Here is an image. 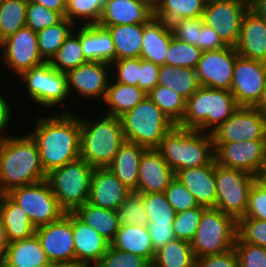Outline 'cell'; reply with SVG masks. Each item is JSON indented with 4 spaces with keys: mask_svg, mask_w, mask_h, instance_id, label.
<instances>
[{
    "mask_svg": "<svg viewBox=\"0 0 266 267\" xmlns=\"http://www.w3.org/2000/svg\"><path fill=\"white\" fill-rule=\"evenodd\" d=\"M36 116L33 131L28 133L36 142L46 174L80 158V122L75 112H52Z\"/></svg>",
    "mask_w": 266,
    "mask_h": 267,
    "instance_id": "obj_1",
    "label": "cell"
},
{
    "mask_svg": "<svg viewBox=\"0 0 266 267\" xmlns=\"http://www.w3.org/2000/svg\"><path fill=\"white\" fill-rule=\"evenodd\" d=\"M23 134L0 140V194L47 178L36 142Z\"/></svg>",
    "mask_w": 266,
    "mask_h": 267,
    "instance_id": "obj_2",
    "label": "cell"
},
{
    "mask_svg": "<svg viewBox=\"0 0 266 267\" xmlns=\"http://www.w3.org/2000/svg\"><path fill=\"white\" fill-rule=\"evenodd\" d=\"M176 173L215 161L214 143L210 133L175 125L156 148Z\"/></svg>",
    "mask_w": 266,
    "mask_h": 267,
    "instance_id": "obj_3",
    "label": "cell"
},
{
    "mask_svg": "<svg viewBox=\"0 0 266 267\" xmlns=\"http://www.w3.org/2000/svg\"><path fill=\"white\" fill-rule=\"evenodd\" d=\"M95 119L79 116L80 158L94 168L107 167L125 141V136L119 118L103 114Z\"/></svg>",
    "mask_w": 266,
    "mask_h": 267,
    "instance_id": "obj_4",
    "label": "cell"
},
{
    "mask_svg": "<svg viewBox=\"0 0 266 267\" xmlns=\"http://www.w3.org/2000/svg\"><path fill=\"white\" fill-rule=\"evenodd\" d=\"M239 107L231 91L201 86L186 100L185 114L177 126L211 134Z\"/></svg>",
    "mask_w": 266,
    "mask_h": 267,
    "instance_id": "obj_5",
    "label": "cell"
},
{
    "mask_svg": "<svg viewBox=\"0 0 266 267\" xmlns=\"http://www.w3.org/2000/svg\"><path fill=\"white\" fill-rule=\"evenodd\" d=\"M119 119L125 140L147 149L157 148L175 126L148 96Z\"/></svg>",
    "mask_w": 266,
    "mask_h": 267,
    "instance_id": "obj_6",
    "label": "cell"
},
{
    "mask_svg": "<svg viewBox=\"0 0 266 267\" xmlns=\"http://www.w3.org/2000/svg\"><path fill=\"white\" fill-rule=\"evenodd\" d=\"M93 170L94 167L78 158L47 174L46 180L66 213L88 202Z\"/></svg>",
    "mask_w": 266,
    "mask_h": 267,
    "instance_id": "obj_7",
    "label": "cell"
},
{
    "mask_svg": "<svg viewBox=\"0 0 266 267\" xmlns=\"http://www.w3.org/2000/svg\"><path fill=\"white\" fill-rule=\"evenodd\" d=\"M237 220L216 208H206L190 242L195 258L218 255L234 248Z\"/></svg>",
    "mask_w": 266,
    "mask_h": 267,
    "instance_id": "obj_8",
    "label": "cell"
},
{
    "mask_svg": "<svg viewBox=\"0 0 266 267\" xmlns=\"http://www.w3.org/2000/svg\"><path fill=\"white\" fill-rule=\"evenodd\" d=\"M19 77L22 85H26L25 90L34 105L42 106L47 111L52 108L56 111L61 107L62 110L59 109L58 112H71L69 109H63L64 101L71 100L67 90L66 73L55 70L49 62H45L23 72Z\"/></svg>",
    "mask_w": 266,
    "mask_h": 267,
    "instance_id": "obj_9",
    "label": "cell"
},
{
    "mask_svg": "<svg viewBox=\"0 0 266 267\" xmlns=\"http://www.w3.org/2000/svg\"><path fill=\"white\" fill-rule=\"evenodd\" d=\"M257 177L241 170L223 167L215 162L217 198L215 207L236 220L244 217L248 194Z\"/></svg>",
    "mask_w": 266,
    "mask_h": 267,
    "instance_id": "obj_10",
    "label": "cell"
},
{
    "mask_svg": "<svg viewBox=\"0 0 266 267\" xmlns=\"http://www.w3.org/2000/svg\"><path fill=\"white\" fill-rule=\"evenodd\" d=\"M7 194L26 211L35 228L48 225L66 213L46 179L15 187Z\"/></svg>",
    "mask_w": 266,
    "mask_h": 267,
    "instance_id": "obj_11",
    "label": "cell"
},
{
    "mask_svg": "<svg viewBox=\"0 0 266 267\" xmlns=\"http://www.w3.org/2000/svg\"><path fill=\"white\" fill-rule=\"evenodd\" d=\"M215 162L258 178L266 170V140L213 142Z\"/></svg>",
    "mask_w": 266,
    "mask_h": 267,
    "instance_id": "obj_12",
    "label": "cell"
},
{
    "mask_svg": "<svg viewBox=\"0 0 266 267\" xmlns=\"http://www.w3.org/2000/svg\"><path fill=\"white\" fill-rule=\"evenodd\" d=\"M249 8L250 0H207L202 19L227 46L235 47L243 16Z\"/></svg>",
    "mask_w": 266,
    "mask_h": 267,
    "instance_id": "obj_13",
    "label": "cell"
},
{
    "mask_svg": "<svg viewBox=\"0 0 266 267\" xmlns=\"http://www.w3.org/2000/svg\"><path fill=\"white\" fill-rule=\"evenodd\" d=\"M35 234L50 263L64 267L75 265L73 212L65 213L60 219L36 228Z\"/></svg>",
    "mask_w": 266,
    "mask_h": 267,
    "instance_id": "obj_14",
    "label": "cell"
},
{
    "mask_svg": "<svg viewBox=\"0 0 266 267\" xmlns=\"http://www.w3.org/2000/svg\"><path fill=\"white\" fill-rule=\"evenodd\" d=\"M1 51L4 66L18 78L23 72L46 62L39 53L37 32L27 26L2 41Z\"/></svg>",
    "mask_w": 266,
    "mask_h": 267,
    "instance_id": "obj_15",
    "label": "cell"
},
{
    "mask_svg": "<svg viewBox=\"0 0 266 267\" xmlns=\"http://www.w3.org/2000/svg\"><path fill=\"white\" fill-rule=\"evenodd\" d=\"M211 135L213 142L266 140V115L254 107L240 106Z\"/></svg>",
    "mask_w": 266,
    "mask_h": 267,
    "instance_id": "obj_16",
    "label": "cell"
},
{
    "mask_svg": "<svg viewBox=\"0 0 266 267\" xmlns=\"http://www.w3.org/2000/svg\"><path fill=\"white\" fill-rule=\"evenodd\" d=\"M238 56V52L232 46L202 52L195 69L200 85L230 91Z\"/></svg>",
    "mask_w": 266,
    "mask_h": 267,
    "instance_id": "obj_17",
    "label": "cell"
},
{
    "mask_svg": "<svg viewBox=\"0 0 266 267\" xmlns=\"http://www.w3.org/2000/svg\"><path fill=\"white\" fill-rule=\"evenodd\" d=\"M111 66L104 62H86L66 73L69 97L75 92L80 98L104 101L111 79ZM110 76V77H109ZM74 91V92H73Z\"/></svg>",
    "mask_w": 266,
    "mask_h": 267,
    "instance_id": "obj_18",
    "label": "cell"
},
{
    "mask_svg": "<svg viewBox=\"0 0 266 267\" xmlns=\"http://www.w3.org/2000/svg\"><path fill=\"white\" fill-rule=\"evenodd\" d=\"M266 78V63L238 56L231 93L239 106L253 107L259 100Z\"/></svg>",
    "mask_w": 266,
    "mask_h": 267,
    "instance_id": "obj_19",
    "label": "cell"
},
{
    "mask_svg": "<svg viewBox=\"0 0 266 267\" xmlns=\"http://www.w3.org/2000/svg\"><path fill=\"white\" fill-rule=\"evenodd\" d=\"M175 173L156 148L146 149L139 164L137 193H163Z\"/></svg>",
    "mask_w": 266,
    "mask_h": 267,
    "instance_id": "obj_20",
    "label": "cell"
},
{
    "mask_svg": "<svg viewBox=\"0 0 266 267\" xmlns=\"http://www.w3.org/2000/svg\"><path fill=\"white\" fill-rule=\"evenodd\" d=\"M130 193L108 167L94 168L88 203L116 211Z\"/></svg>",
    "mask_w": 266,
    "mask_h": 267,
    "instance_id": "obj_21",
    "label": "cell"
},
{
    "mask_svg": "<svg viewBox=\"0 0 266 267\" xmlns=\"http://www.w3.org/2000/svg\"><path fill=\"white\" fill-rule=\"evenodd\" d=\"M154 16V7L147 0H106L98 25L102 27L142 24Z\"/></svg>",
    "mask_w": 266,
    "mask_h": 267,
    "instance_id": "obj_22",
    "label": "cell"
},
{
    "mask_svg": "<svg viewBox=\"0 0 266 267\" xmlns=\"http://www.w3.org/2000/svg\"><path fill=\"white\" fill-rule=\"evenodd\" d=\"M235 49L241 57L266 63V20L250 8L243 16Z\"/></svg>",
    "mask_w": 266,
    "mask_h": 267,
    "instance_id": "obj_23",
    "label": "cell"
},
{
    "mask_svg": "<svg viewBox=\"0 0 266 267\" xmlns=\"http://www.w3.org/2000/svg\"><path fill=\"white\" fill-rule=\"evenodd\" d=\"M175 177L194 196L199 206L214 208L217 198L215 161L209 165L179 170Z\"/></svg>",
    "mask_w": 266,
    "mask_h": 267,
    "instance_id": "obj_24",
    "label": "cell"
},
{
    "mask_svg": "<svg viewBox=\"0 0 266 267\" xmlns=\"http://www.w3.org/2000/svg\"><path fill=\"white\" fill-rule=\"evenodd\" d=\"M73 240L75 248V265H96L110 243L96 230L82 222L73 213Z\"/></svg>",
    "mask_w": 266,
    "mask_h": 267,
    "instance_id": "obj_25",
    "label": "cell"
},
{
    "mask_svg": "<svg viewBox=\"0 0 266 267\" xmlns=\"http://www.w3.org/2000/svg\"><path fill=\"white\" fill-rule=\"evenodd\" d=\"M173 33L164 20L152 17L144 23L140 58L158 65H164Z\"/></svg>",
    "mask_w": 266,
    "mask_h": 267,
    "instance_id": "obj_26",
    "label": "cell"
},
{
    "mask_svg": "<svg viewBox=\"0 0 266 267\" xmlns=\"http://www.w3.org/2000/svg\"><path fill=\"white\" fill-rule=\"evenodd\" d=\"M147 148L133 142L124 141L107 166L117 179L131 192H137L139 164Z\"/></svg>",
    "mask_w": 266,
    "mask_h": 267,
    "instance_id": "obj_27",
    "label": "cell"
},
{
    "mask_svg": "<svg viewBox=\"0 0 266 267\" xmlns=\"http://www.w3.org/2000/svg\"><path fill=\"white\" fill-rule=\"evenodd\" d=\"M80 41L88 62L111 64L115 60L114 43L106 27L98 24L80 25Z\"/></svg>",
    "mask_w": 266,
    "mask_h": 267,
    "instance_id": "obj_28",
    "label": "cell"
},
{
    "mask_svg": "<svg viewBox=\"0 0 266 267\" xmlns=\"http://www.w3.org/2000/svg\"><path fill=\"white\" fill-rule=\"evenodd\" d=\"M0 217L10 243L29 238L35 234L36 228L26 211L7 193L0 195Z\"/></svg>",
    "mask_w": 266,
    "mask_h": 267,
    "instance_id": "obj_29",
    "label": "cell"
},
{
    "mask_svg": "<svg viewBox=\"0 0 266 267\" xmlns=\"http://www.w3.org/2000/svg\"><path fill=\"white\" fill-rule=\"evenodd\" d=\"M110 245L120 251L140 255L151 264L155 258L156 252L146 226L120 224Z\"/></svg>",
    "mask_w": 266,
    "mask_h": 267,
    "instance_id": "obj_30",
    "label": "cell"
},
{
    "mask_svg": "<svg viewBox=\"0 0 266 267\" xmlns=\"http://www.w3.org/2000/svg\"><path fill=\"white\" fill-rule=\"evenodd\" d=\"M4 261L7 267H42L50 263L36 234L9 243Z\"/></svg>",
    "mask_w": 266,
    "mask_h": 267,
    "instance_id": "obj_31",
    "label": "cell"
},
{
    "mask_svg": "<svg viewBox=\"0 0 266 267\" xmlns=\"http://www.w3.org/2000/svg\"><path fill=\"white\" fill-rule=\"evenodd\" d=\"M148 95L137 86L127 85L110 79L106 96L102 102L106 114L119 118L129 112Z\"/></svg>",
    "mask_w": 266,
    "mask_h": 267,
    "instance_id": "obj_32",
    "label": "cell"
},
{
    "mask_svg": "<svg viewBox=\"0 0 266 267\" xmlns=\"http://www.w3.org/2000/svg\"><path fill=\"white\" fill-rule=\"evenodd\" d=\"M106 28L114 43L115 60L140 58L144 23L107 26Z\"/></svg>",
    "mask_w": 266,
    "mask_h": 267,
    "instance_id": "obj_33",
    "label": "cell"
},
{
    "mask_svg": "<svg viewBox=\"0 0 266 267\" xmlns=\"http://www.w3.org/2000/svg\"><path fill=\"white\" fill-rule=\"evenodd\" d=\"M73 213L109 243L114 239L120 226L117 211L97 207L88 202L78 207Z\"/></svg>",
    "mask_w": 266,
    "mask_h": 267,
    "instance_id": "obj_34",
    "label": "cell"
},
{
    "mask_svg": "<svg viewBox=\"0 0 266 267\" xmlns=\"http://www.w3.org/2000/svg\"><path fill=\"white\" fill-rule=\"evenodd\" d=\"M158 85L165 86L188 100L200 87L196 70L160 65Z\"/></svg>",
    "mask_w": 266,
    "mask_h": 267,
    "instance_id": "obj_35",
    "label": "cell"
},
{
    "mask_svg": "<svg viewBox=\"0 0 266 267\" xmlns=\"http://www.w3.org/2000/svg\"><path fill=\"white\" fill-rule=\"evenodd\" d=\"M207 0H158L154 7V17L168 25L176 20L202 17Z\"/></svg>",
    "mask_w": 266,
    "mask_h": 267,
    "instance_id": "obj_36",
    "label": "cell"
},
{
    "mask_svg": "<svg viewBox=\"0 0 266 267\" xmlns=\"http://www.w3.org/2000/svg\"><path fill=\"white\" fill-rule=\"evenodd\" d=\"M154 267H196L191 243L181 239L168 242L155 253Z\"/></svg>",
    "mask_w": 266,
    "mask_h": 267,
    "instance_id": "obj_37",
    "label": "cell"
},
{
    "mask_svg": "<svg viewBox=\"0 0 266 267\" xmlns=\"http://www.w3.org/2000/svg\"><path fill=\"white\" fill-rule=\"evenodd\" d=\"M76 27L49 61L50 65L59 72L67 73L88 62L83 55L80 26L77 25Z\"/></svg>",
    "mask_w": 266,
    "mask_h": 267,
    "instance_id": "obj_38",
    "label": "cell"
},
{
    "mask_svg": "<svg viewBox=\"0 0 266 267\" xmlns=\"http://www.w3.org/2000/svg\"><path fill=\"white\" fill-rule=\"evenodd\" d=\"M75 27L69 19L64 17L57 24L37 32L39 53L46 62L52 59Z\"/></svg>",
    "mask_w": 266,
    "mask_h": 267,
    "instance_id": "obj_39",
    "label": "cell"
},
{
    "mask_svg": "<svg viewBox=\"0 0 266 267\" xmlns=\"http://www.w3.org/2000/svg\"><path fill=\"white\" fill-rule=\"evenodd\" d=\"M28 0H0V41L26 26Z\"/></svg>",
    "mask_w": 266,
    "mask_h": 267,
    "instance_id": "obj_40",
    "label": "cell"
},
{
    "mask_svg": "<svg viewBox=\"0 0 266 267\" xmlns=\"http://www.w3.org/2000/svg\"><path fill=\"white\" fill-rule=\"evenodd\" d=\"M148 97L161 109L167 118L178 125L185 114L186 99L171 89L157 85L149 93Z\"/></svg>",
    "mask_w": 266,
    "mask_h": 267,
    "instance_id": "obj_41",
    "label": "cell"
},
{
    "mask_svg": "<svg viewBox=\"0 0 266 267\" xmlns=\"http://www.w3.org/2000/svg\"><path fill=\"white\" fill-rule=\"evenodd\" d=\"M104 2V0H66L64 17L75 26L97 24L102 14Z\"/></svg>",
    "mask_w": 266,
    "mask_h": 267,
    "instance_id": "obj_42",
    "label": "cell"
},
{
    "mask_svg": "<svg viewBox=\"0 0 266 267\" xmlns=\"http://www.w3.org/2000/svg\"><path fill=\"white\" fill-rule=\"evenodd\" d=\"M202 51L195 45L188 44L172 37L166 55L165 65L178 68L196 69Z\"/></svg>",
    "mask_w": 266,
    "mask_h": 267,
    "instance_id": "obj_43",
    "label": "cell"
},
{
    "mask_svg": "<svg viewBox=\"0 0 266 267\" xmlns=\"http://www.w3.org/2000/svg\"><path fill=\"white\" fill-rule=\"evenodd\" d=\"M148 223L173 224L176 212L167 201L165 193L141 194Z\"/></svg>",
    "mask_w": 266,
    "mask_h": 267,
    "instance_id": "obj_44",
    "label": "cell"
},
{
    "mask_svg": "<svg viewBox=\"0 0 266 267\" xmlns=\"http://www.w3.org/2000/svg\"><path fill=\"white\" fill-rule=\"evenodd\" d=\"M120 224L147 226L148 216L142 195L131 192L116 210Z\"/></svg>",
    "mask_w": 266,
    "mask_h": 267,
    "instance_id": "obj_45",
    "label": "cell"
},
{
    "mask_svg": "<svg viewBox=\"0 0 266 267\" xmlns=\"http://www.w3.org/2000/svg\"><path fill=\"white\" fill-rule=\"evenodd\" d=\"M206 208L198 206L183 212L176 213L173 230L176 239L191 242L195 236L197 227L200 223L202 212Z\"/></svg>",
    "mask_w": 266,
    "mask_h": 267,
    "instance_id": "obj_46",
    "label": "cell"
},
{
    "mask_svg": "<svg viewBox=\"0 0 266 267\" xmlns=\"http://www.w3.org/2000/svg\"><path fill=\"white\" fill-rule=\"evenodd\" d=\"M235 242H247L266 248V220L240 218L237 220V238Z\"/></svg>",
    "mask_w": 266,
    "mask_h": 267,
    "instance_id": "obj_47",
    "label": "cell"
},
{
    "mask_svg": "<svg viewBox=\"0 0 266 267\" xmlns=\"http://www.w3.org/2000/svg\"><path fill=\"white\" fill-rule=\"evenodd\" d=\"M63 18L64 16L60 12L47 9L41 4L30 1L27 3L26 26L35 32L55 25Z\"/></svg>",
    "mask_w": 266,
    "mask_h": 267,
    "instance_id": "obj_48",
    "label": "cell"
},
{
    "mask_svg": "<svg viewBox=\"0 0 266 267\" xmlns=\"http://www.w3.org/2000/svg\"><path fill=\"white\" fill-rule=\"evenodd\" d=\"M97 267H150L151 263L140 255L120 251L111 245L96 264Z\"/></svg>",
    "mask_w": 266,
    "mask_h": 267,
    "instance_id": "obj_49",
    "label": "cell"
},
{
    "mask_svg": "<svg viewBox=\"0 0 266 267\" xmlns=\"http://www.w3.org/2000/svg\"><path fill=\"white\" fill-rule=\"evenodd\" d=\"M110 66L113 71L111 72V78L113 80L138 87L141 58L114 60Z\"/></svg>",
    "mask_w": 266,
    "mask_h": 267,
    "instance_id": "obj_50",
    "label": "cell"
},
{
    "mask_svg": "<svg viewBox=\"0 0 266 267\" xmlns=\"http://www.w3.org/2000/svg\"><path fill=\"white\" fill-rule=\"evenodd\" d=\"M164 193L176 213L199 206L194 196L176 177L169 183Z\"/></svg>",
    "mask_w": 266,
    "mask_h": 267,
    "instance_id": "obj_51",
    "label": "cell"
},
{
    "mask_svg": "<svg viewBox=\"0 0 266 267\" xmlns=\"http://www.w3.org/2000/svg\"><path fill=\"white\" fill-rule=\"evenodd\" d=\"M173 37L195 45L200 49V30L202 29V17L176 20L170 24Z\"/></svg>",
    "mask_w": 266,
    "mask_h": 267,
    "instance_id": "obj_52",
    "label": "cell"
},
{
    "mask_svg": "<svg viewBox=\"0 0 266 267\" xmlns=\"http://www.w3.org/2000/svg\"><path fill=\"white\" fill-rule=\"evenodd\" d=\"M242 218L266 220V186L257 178L248 194V206Z\"/></svg>",
    "mask_w": 266,
    "mask_h": 267,
    "instance_id": "obj_53",
    "label": "cell"
},
{
    "mask_svg": "<svg viewBox=\"0 0 266 267\" xmlns=\"http://www.w3.org/2000/svg\"><path fill=\"white\" fill-rule=\"evenodd\" d=\"M234 249L238 256L239 267H266V248L235 242Z\"/></svg>",
    "mask_w": 266,
    "mask_h": 267,
    "instance_id": "obj_54",
    "label": "cell"
},
{
    "mask_svg": "<svg viewBox=\"0 0 266 267\" xmlns=\"http://www.w3.org/2000/svg\"><path fill=\"white\" fill-rule=\"evenodd\" d=\"M160 65L141 59L138 87L147 95L158 85Z\"/></svg>",
    "mask_w": 266,
    "mask_h": 267,
    "instance_id": "obj_55",
    "label": "cell"
},
{
    "mask_svg": "<svg viewBox=\"0 0 266 267\" xmlns=\"http://www.w3.org/2000/svg\"><path fill=\"white\" fill-rule=\"evenodd\" d=\"M146 227L150 234L151 243L155 252L168 242L176 239L173 224L148 223Z\"/></svg>",
    "mask_w": 266,
    "mask_h": 267,
    "instance_id": "obj_56",
    "label": "cell"
},
{
    "mask_svg": "<svg viewBox=\"0 0 266 267\" xmlns=\"http://www.w3.org/2000/svg\"><path fill=\"white\" fill-rule=\"evenodd\" d=\"M196 267H239L235 249L218 255H208L196 259Z\"/></svg>",
    "mask_w": 266,
    "mask_h": 267,
    "instance_id": "obj_57",
    "label": "cell"
},
{
    "mask_svg": "<svg viewBox=\"0 0 266 267\" xmlns=\"http://www.w3.org/2000/svg\"><path fill=\"white\" fill-rule=\"evenodd\" d=\"M227 47L218 34L202 19V29L200 30V50L211 51Z\"/></svg>",
    "mask_w": 266,
    "mask_h": 267,
    "instance_id": "obj_58",
    "label": "cell"
},
{
    "mask_svg": "<svg viewBox=\"0 0 266 267\" xmlns=\"http://www.w3.org/2000/svg\"><path fill=\"white\" fill-rule=\"evenodd\" d=\"M6 96H2L0 94V140L7 138L10 136L6 132L8 126L12 123L14 124L15 121L11 120L13 117L12 112V104L8 102ZM11 105V106H10ZM11 120V121H10ZM13 121V122H12ZM7 134V135H6Z\"/></svg>",
    "mask_w": 266,
    "mask_h": 267,
    "instance_id": "obj_59",
    "label": "cell"
},
{
    "mask_svg": "<svg viewBox=\"0 0 266 267\" xmlns=\"http://www.w3.org/2000/svg\"><path fill=\"white\" fill-rule=\"evenodd\" d=\"M45 6L47 9L60 12L63 16L66 9V0H28Z\"/></svg>",
    "mask_w": 266,
    "mask_h": 267,
    "instance_id": "obj_60",
    "label": "cell"
},
{
    "mask_svg": "<svg viewBox=\"0 0 266 267\" xmlns=\"http://www.w3.org/2000/svg\"><path fill=\"white\" fill-rule=\"evenodd\" d=\"M9 243L10 241L8 239L5 226L3 225L0 217V259H4Z\"/></svg>",
    "mask_w": 266,
    "mask_h": 267,
    "instance_id": "obj_61",
    "label": "cell"
},
{
    "mask_svg": "<svg viewBox=\"0 0 266 267\" xmlns=\"http://www.w3.org/2000/svg\"><path fill=\"white\" fill-rule=\"evenodd\" d=\"M250 9L266 20V0H250Z\"/></svg>",
    "mask_w": 266,
    "mask_h": 267,
    "instance_id": "obj_62",
    "label": "cell"
},
{
    "mask_svg": "<svg viewBox=\"0 0 266 267\" xmlns=\"http://www.w3.org/2000/svg\"><path fill=\"white\" fill-rule=\"evenodd\" d=\"M253 107L266 115V78H265V85L261 92L260 98Z\"/></svg>",
    "mask_w": 266,
    "mask_h": 267,
    "instance_id": "obj_63",
    "label": "cell"
},
{
    "mask_svg": "<svg viewBox=\"0 0 266 267\" xmlns=\"http://www.w3.org/2000/svg\"><path fill=\"white\" fill-rule=\"evenodd\" d=\"M258 179L266 186V170L258 176Z\"/></svg>",
    "mask_w": 266,
    "mask_h": 267,
    "instance_id": "obj_64",
    "label": "cell"
},
{
    "mask_svg": "<svg viewBox=\"0 0 266 267\" xmlns=\"http://www.w3.org/2000/svg\"><path fill=\"white\" fill-rule=\"evenodd\" d=\"M67 267H97L96 265H84V264H78L73 266H67Z\"/></svg>",
    "mask_w": 266,
    "mask_h": 267,
    "instance_id": "obj_65",
    "label": "cell"
},
{
    "mask_svg": "<svg viewBox=\"0 0 266 267\" xmlns=\"http://www.w3.org/2000/svg\"><path fill=\"white\" fill-rule=\"evenodd\" d=\"M42 267H64L62 265L59 264H55V263H49L48 265L42 266Z\"/></svg>",
    "mask_w": 266,
    "mask_h": 267,
    "instance_id": "obj_66",
    "label": "cell"
},
{
    "mask_svg": "<svg viewBox=\"0 0 266 267\" xmlns=\"http://www.w3.org/2000/svg\"><path fill=\"white\" fill-rule=\"evenodd\" d=\"M0 267H7L4 259H0Z\"/></svg>",
    "mask_w": 266,
    "mask_h": 267,
    "instance_id": "obj_67",
    "label": "cell"
},
{
    "mask_svg": "<svg viewBox=\"0 0 266 267\" xmlns=\"http://www.w3.org/2000/svg\"><path fill=\"white\" fill-rule=\"evenodd\" d=\"M147 1H149L154 6L158 0H147Z\"/></svg>",
    "mask_w": 266,
    "mask_h": 267,
    "instance_id": "obj_68",
    "label": "cell"
}]
</instances>
